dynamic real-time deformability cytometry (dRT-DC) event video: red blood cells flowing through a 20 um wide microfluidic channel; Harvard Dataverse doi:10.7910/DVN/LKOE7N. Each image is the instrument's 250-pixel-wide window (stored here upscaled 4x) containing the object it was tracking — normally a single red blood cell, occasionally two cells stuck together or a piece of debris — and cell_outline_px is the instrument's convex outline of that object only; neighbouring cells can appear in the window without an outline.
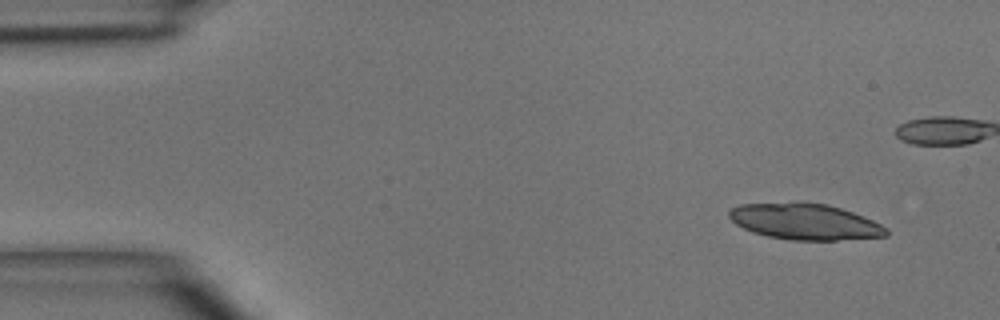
{"species": "common noctule bat (a hibernating species)", "species_latin": "Nyctalus noctula", "temperature_condition": "room temperature", "stored_images_in_passage": 6, "camera_frame_rate_fps": 3000, "um_per_image_px": 0.085, "animal": {"sex": "male", "body_mass_g": 15.6}, "frame": {"image": 1, "passage_image": 1, "time_ms": 0.0, "image_size_px": [1000, 320], "cell_outline_px": [[888, 236], [836, 240], [792, 240], [768, 236], [752, 232], [736, 224], [728, 216], [728, 212], [732, 208], [740, 204], [796, 200], [828, 204], [864, 216], [888, 228]], "centroid_in_image_um": [68.4, 18.81], "position_along_channel_um": 16.6, "area_um2": 33.58}}
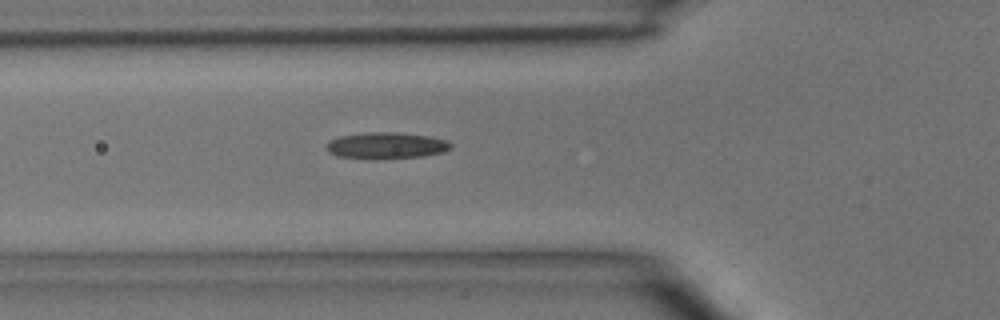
{"frame": {"image": 2, "passage_image": 6, "time_ms": 5.667, "image_size_px": [1000, 320], "cell_outline_px": [[452, 148], [444, 152], [420, 156], [376, 160], [372, 160], [336, 156], [328, 152], [324, 148], [324, 144], [328, 140], [340, 136], [364, 132], [396, 132], [428, 136], [448, 140], [452, 144]], "centroid_in_image_um": [32.76, 12.38], "position_along_channel_um": 93.0, "area_um2": 19.71}}